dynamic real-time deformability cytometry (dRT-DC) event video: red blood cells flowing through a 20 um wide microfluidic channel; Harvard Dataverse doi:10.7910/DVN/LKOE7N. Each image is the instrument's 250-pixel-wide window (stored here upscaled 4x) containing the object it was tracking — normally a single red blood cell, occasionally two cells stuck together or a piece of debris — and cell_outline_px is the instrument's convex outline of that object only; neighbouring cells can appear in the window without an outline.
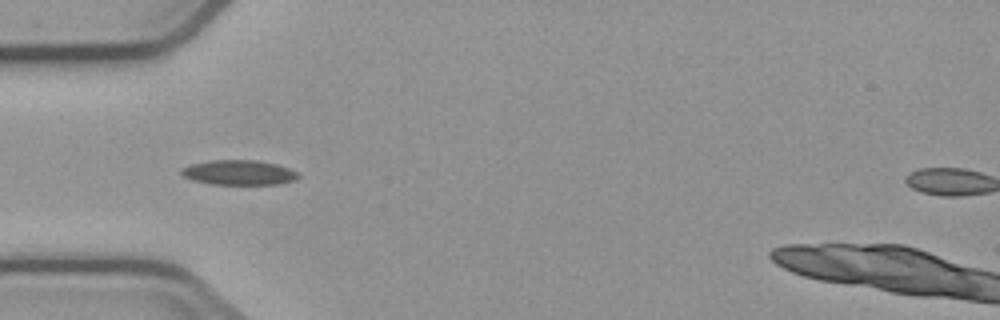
{"species": "common noctule bat (a hibernating species)", "species_latin": "Nyctalus noctula", "temperature_condition": "cold", "stored_images_in_passage": 8, "camera_frame_rate_fps": 3000, "um_per_image_px": 0.085, "animal": {"sex": "male", "body_mass_g": 23.1, "forearm_length_mm": 52.7}, "frame": {"image": 1, "passage_image": 4, "time_ms": 3.667, "image_size_px": [1000, 320], "cell_outline_px": [[300, 176], [296, 180], [280, 184], [208, 184], [192, 180], [184, 176], [180, 172], [180, 168], [192, 164], [212, 160], [256, 160], [276, 164], [288, 168], [296, 172]], "centroid_in_image_um": [20.29, 14.67], "position_along_channel_um": 64.7, "area_um2": 16.94}}
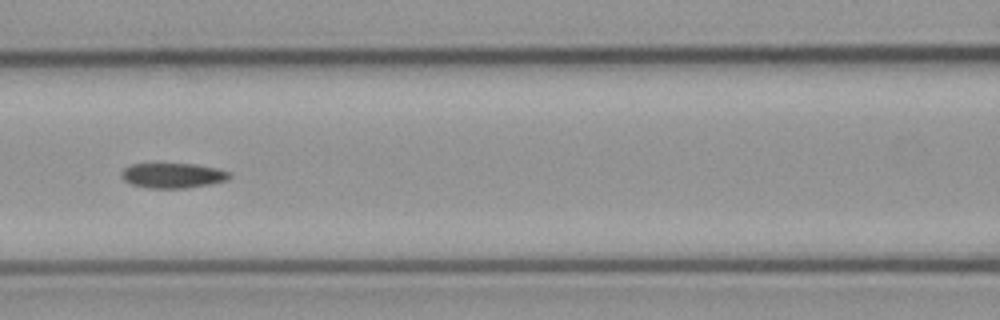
{"frame": {"image": 2, "passage_image": 6, "time_ms": 6.0, "image_size_px": [1000, 320], "cell_outline_px": [[232, 176], [228, 180], [208, 184], [184, 188], [148, 188], [132, 184], [124, 180], [120, 176], [120, 172], [124, 168], [132, 164], [196, 164], [216, 168], [232, 172]], "centroid_in_image_um": [14.7, 14.91], "position_along_channel_um": 151.9, "area_um2": 15.78}}
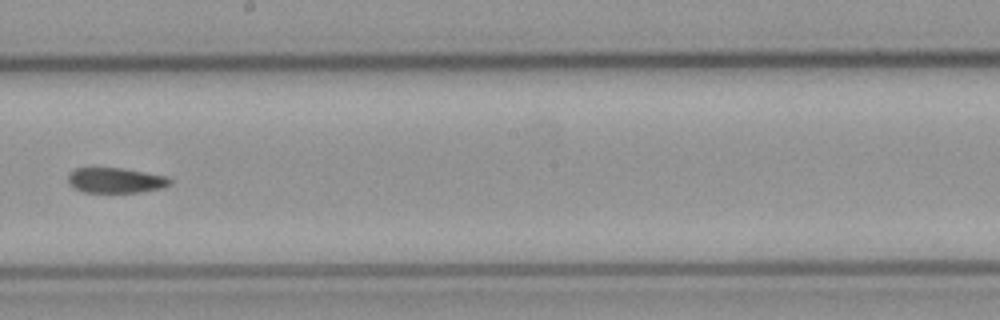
{"frame": {"image": 3, "passage_image": 8, "time_ms": 8.333, "image_size_px": [1000, 320], "cell_outline_px": [[172, 184], [164, 188], [144, 192], [84, 192], [72, 188], [68, 184], [68, 172], [76, 168], [120, 168], [168, 176], [172, 180]], "centroid_in_image_um": [9.84, 15.34], "position_along_channel_um": 238.4, "area_um2": 15.26}}